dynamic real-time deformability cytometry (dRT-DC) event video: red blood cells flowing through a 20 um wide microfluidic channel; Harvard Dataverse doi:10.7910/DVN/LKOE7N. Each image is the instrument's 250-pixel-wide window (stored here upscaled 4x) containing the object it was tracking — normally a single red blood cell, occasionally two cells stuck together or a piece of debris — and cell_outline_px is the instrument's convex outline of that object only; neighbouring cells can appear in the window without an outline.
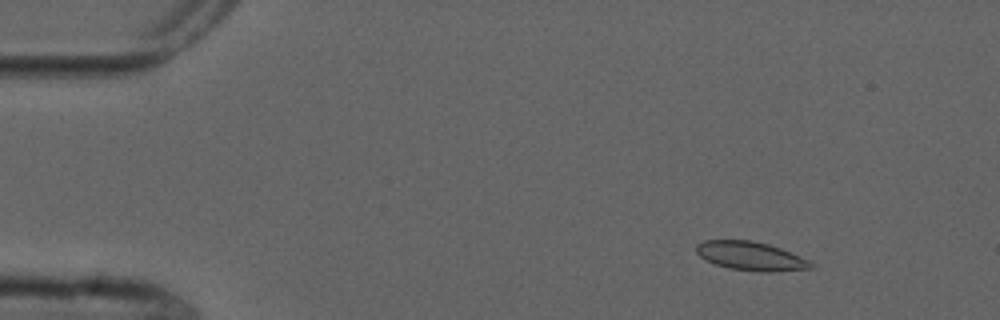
{"species": "common noctule bat (a hibernating species)", "species_latin": "Nyctalus noctula", "temperature_condition": "cold", "stored_images_in_passage": 8, "camera_frame_rate_fps": 3000, "um_per_image_px": 0.085, "animal": {"sex": "male", "forearm_length_mm": 52.5}, "frame": {"image": 1, "passage_image": 1, "time_ms": 0.0, "image_size_px": [1000, 320], "cell_outline_px": [[816, 268], [772, 272], [760, 272], [728, 268], [704, 260], [696, 252], [696, 244], [704, 240], [752, 240], [768, 244], [780, 248], [800, 256], [808, 260]], "centroid_in_image_um": [63.8, 21.77], "position_along_channel_um": 21.2, "area_um2": 19.31}}
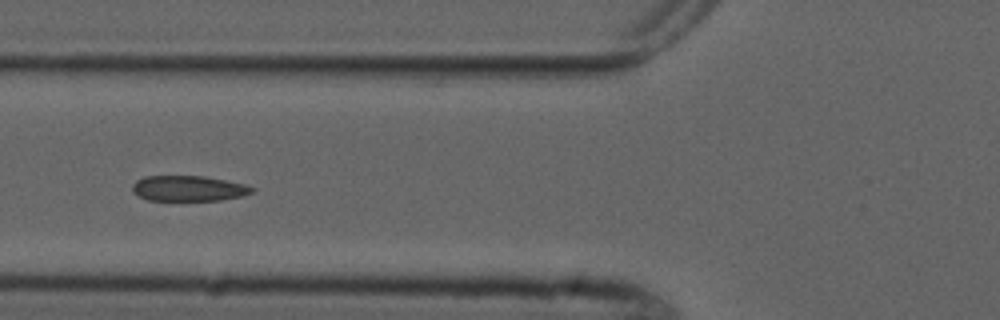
{"frame": {"image": 2, "passage_image": 5, "time_ms": 4.667, "image_size_px": [1000, 320], "cell_outline_px": [[256, 188], [252, 192], [244, 196], [220, 200], [148, 200], [140, 196], [132, 188], [132, 184], [136, 180], [144, 176], [204, 176], [244, 184]], "centroid_in_image_um": [16.05, 16.01], "position_along_channel_um": 109.8, "area_um2": 17.63}}
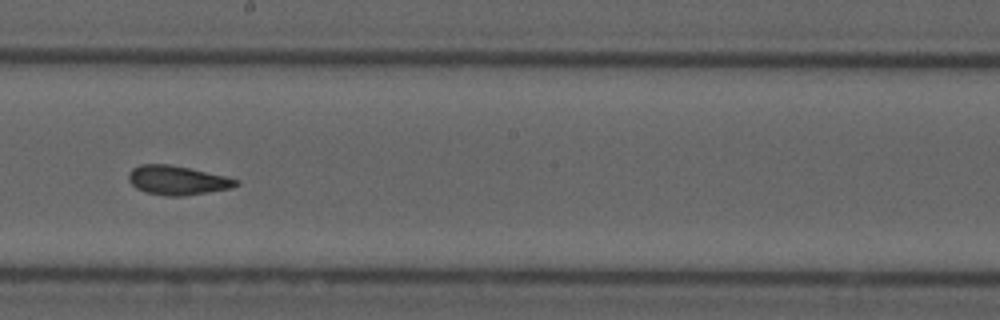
{"frame": {"image": 3, "passage_image": 8, "time_ms": 8.0, "image_size_px": [1000, 320], "cell_outline_px": [[240, 184], [232, 188], [184, 196], [168, 196], [144, 192], [136, 188], [128, 180], [128, 172], [132, 168], [140, 164], [168, 164], [188, 168], [224, 176], [240, 180]], "centroid_in_image_um": [15.05, 15.33], "position_along_channel_um": 233.1, "area_um2": 18.26}}